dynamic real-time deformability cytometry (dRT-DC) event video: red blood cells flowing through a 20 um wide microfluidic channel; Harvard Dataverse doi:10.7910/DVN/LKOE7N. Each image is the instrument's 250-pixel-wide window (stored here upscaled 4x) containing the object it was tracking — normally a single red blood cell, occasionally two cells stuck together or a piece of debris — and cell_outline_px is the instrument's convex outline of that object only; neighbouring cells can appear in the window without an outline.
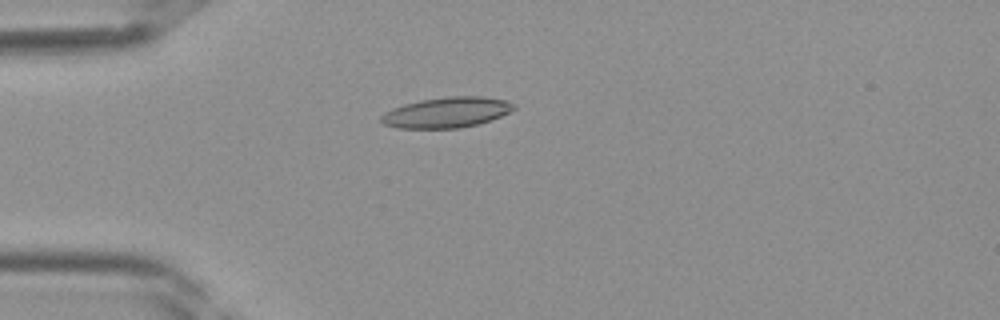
{"species": "Egyptian fruit bat (a non-hibernating species)", "species_latin": "Rousettus aegyptiacus", "temperature_condition": "room temperature", "stored_images_in_passage": 40, "camera_frame_rate_fps": 3000, "um_per_image_px": 0.085, "frame": {"image": 1, "passage_image": 11, "time_ms": 3.333, "image_size_px": [1000, 320], "cell_outline_px": [[516, 108], [500, 116], [476, 124], [460, 128], [396, 128], [384, 124], [380, 120], [380, 116], [384, 112], [392, 108], [404, 104], [420, 100], [448, 96], [484, 96], [504, 100], [516, 104]], "centroid_in_image_um": [37.93, 9.55], "position_along_channel_um": 47.1, "area_um2": 23.52}}
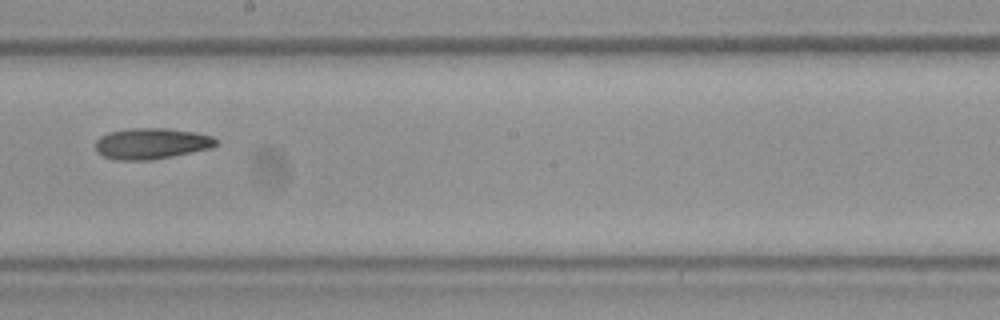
{"frame": {"image": 2, "passage_image": 23, "time_ms": 7.333, "image_size_px": [1000, 320], "cell_outline_px": [[216, 144], [212, 148], [152, 160], [116, 160], [104, 156], [96, 152], [96, 140], [100, 136], [108, 132], [128, 128], [168, 128], [196, 132], [212, 136], [216, 140]], "centroid_in_image_um": [12.85, 12.19], "position_along_channel_um": 235.3, "area_um2": 21.91}}
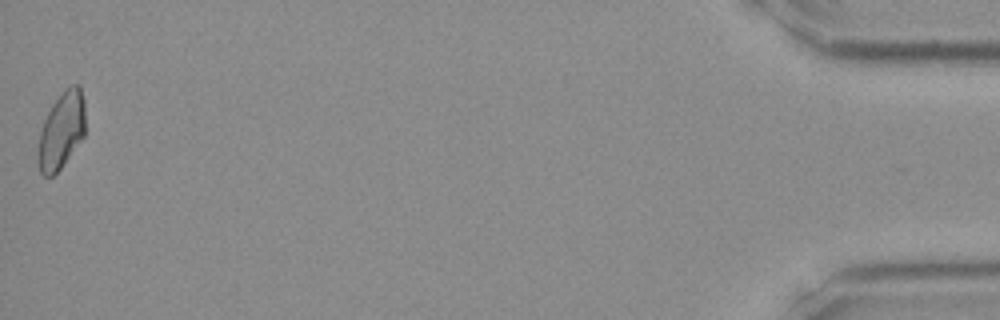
{"frame": {"image": 3, "passage_image": 40, "time_ms": 13.0, "image_size_px": [1000, 320], "cell_outline_px": [[84, 136], [60, 168], [52, 176], [44, 176], [40, 172], [36, 156], [36, 152], [40, 132], [44, 120], [52, 104], [72, 84], [80, 84], [84, 100]], "centroid_in_image_um": [5.2, 11.11], "position_along_channel_um": 430.0, "area_um2": 20.92}}